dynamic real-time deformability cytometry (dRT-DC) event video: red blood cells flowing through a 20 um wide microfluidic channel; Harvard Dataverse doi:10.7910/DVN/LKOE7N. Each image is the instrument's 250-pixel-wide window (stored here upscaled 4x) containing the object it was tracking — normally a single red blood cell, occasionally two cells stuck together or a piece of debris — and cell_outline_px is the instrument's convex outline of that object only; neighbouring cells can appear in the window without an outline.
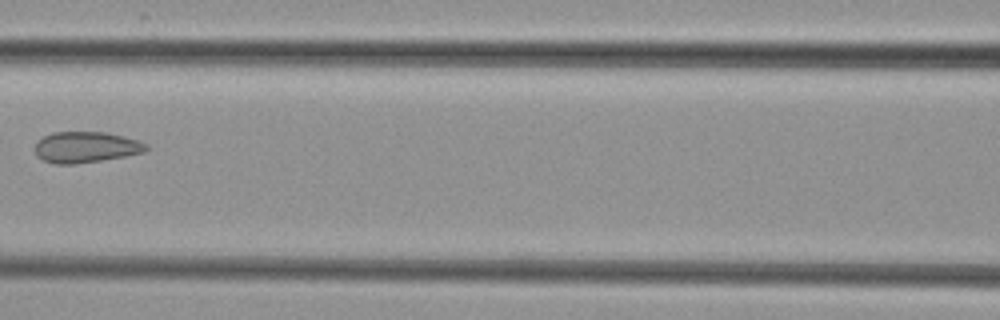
{"species": "common noctule bat (a hibernating species)", "species_latin": "Nyctalus noctula", "temperature_condition": "cold", "stored_images_in_passage": 4, "camera_frame_rate_fps": 3000, "um_per_image_px": 0.085, "animal": {"sex": "female", "body_mass_g": 29.2, "forearm_length_mm": 56.3}, "frame": {"image": 1, "passage_image": 4, "time_ms": 3.667, "image_size_px": [1000, 320], "cell_outline_px": [[148, 148], [144, 152], [124, 156], [100, 160], [72, 164], [56, 164], [44, 160], [36, 156], [32, 148], [36, 140], [52, 132], [108, 132], [140, 140], [148, 144]], "centroid_in_image_um": [7.26, 12.49], "position_along_channel_um": 159.3, "area_um2": 20.35}}